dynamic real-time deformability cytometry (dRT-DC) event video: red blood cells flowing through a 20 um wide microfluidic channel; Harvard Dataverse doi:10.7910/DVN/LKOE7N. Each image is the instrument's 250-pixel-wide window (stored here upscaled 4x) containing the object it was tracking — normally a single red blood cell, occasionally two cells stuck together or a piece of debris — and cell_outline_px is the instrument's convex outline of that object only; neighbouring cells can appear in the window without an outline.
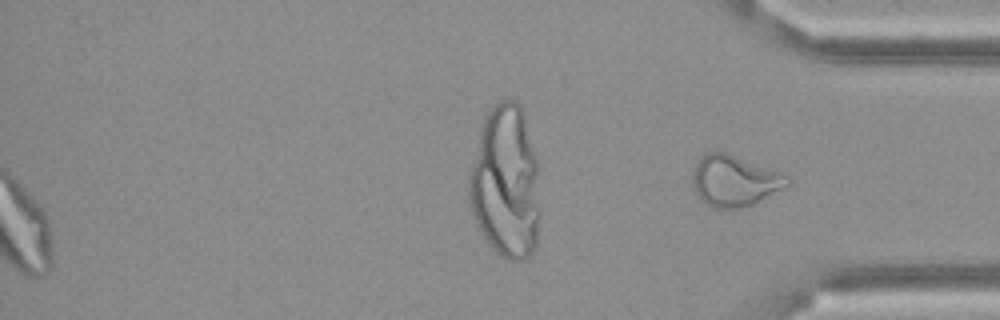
{"species": "Egyptian fruit bat (a non-hibernating species)", "species_latin": "Rousettus aegyptiacus", "temperature_condition": "cold", "stored_images_in_passage": 57, "camera_frame_rate_fps": 3000, "um_per_image_px": 0.085, "frame": {"image": 1, "passage_image": 57, "time_ms": 18.667, "image_size_px": [1000, 320], "cell_outline_px": [[792, 184], [756, 204], [740, 208], [712, 208], [696, 192], [692, 180], [692, 172], [700, 156], [708, 152], [724, 152], [780, 172], [788, 176], [792, 180]], "centroid_in_image_um": [62.48, 15.38], "position_along_channel_um": 372.7, "area_um2": 28.15}}